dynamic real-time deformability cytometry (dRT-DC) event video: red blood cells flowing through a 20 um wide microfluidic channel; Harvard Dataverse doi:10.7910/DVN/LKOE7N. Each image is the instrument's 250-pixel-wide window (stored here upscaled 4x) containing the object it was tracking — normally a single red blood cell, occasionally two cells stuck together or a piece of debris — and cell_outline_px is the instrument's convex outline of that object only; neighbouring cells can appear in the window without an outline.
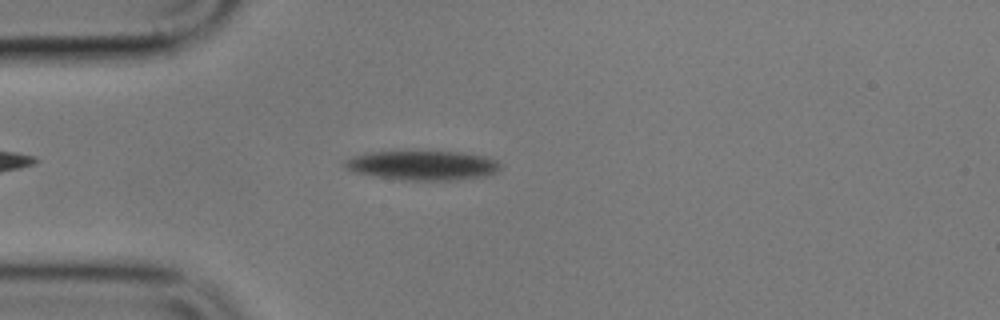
{"species": "common noctule bat (a hibernating species)", "species_latin": "Nyctalus noctula", "temperature_condition": "cold", "stored_images_in_passage": 5, "camera_frame_rate_fps": 3000, "um_per_image_px": 0.085, "animal": {"sex": "male", "body_mass_g": 17.9}, "frame": {"image": 1, "passage_image": 5, "time_ms": 4.667, "image_size_px": [1000, 320], "cell_outline_px": [[500, 168], [496, 172], [484, 176], [452, 180], [408, 180], [376, 176], [352, 172], [344, 164], [344, 160], [352, 156], [364, 152], [416, 148], [460, 152], [488, 156], [496, 160], [500, 164]], "centroid_in_image_um": [35.88, 13.99], "position_along_channel_um": 49.1, "area_um2": 27.92}}